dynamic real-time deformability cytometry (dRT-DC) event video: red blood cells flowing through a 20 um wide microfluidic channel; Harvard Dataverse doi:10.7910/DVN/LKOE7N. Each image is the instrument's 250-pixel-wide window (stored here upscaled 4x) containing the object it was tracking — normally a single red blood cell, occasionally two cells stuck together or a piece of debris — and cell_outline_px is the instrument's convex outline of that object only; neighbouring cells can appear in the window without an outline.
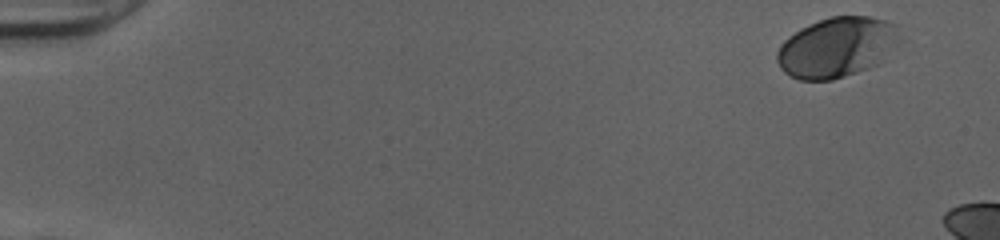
{"species": "human", "species_latin": "Homo sapiens", "temperature_condition": "cold", "stored_images_in_passage": 14, "camera_frame_rate_fps": 3000, "um_per_image_px": 0.085, "donor": {"sex": "female"}, "frame": {"image": 1, "passage_image": 1, "time_ms": 0.0, "image_size_px": [1000, 240], "cell_outline_px": [[908, 40], [880, 64], [832, 80], [800, 80], [784, 72], [780, 68], [776, 60], [776, 52], [780, 44], [788, 36], [800, 28], [808, 24], [832, 16], [868, 16], [900, 24]], "centroid_in_image_um": [71.28, 4.0], "position_along_channel_um": 13.7, "area_um2": 44.56}}